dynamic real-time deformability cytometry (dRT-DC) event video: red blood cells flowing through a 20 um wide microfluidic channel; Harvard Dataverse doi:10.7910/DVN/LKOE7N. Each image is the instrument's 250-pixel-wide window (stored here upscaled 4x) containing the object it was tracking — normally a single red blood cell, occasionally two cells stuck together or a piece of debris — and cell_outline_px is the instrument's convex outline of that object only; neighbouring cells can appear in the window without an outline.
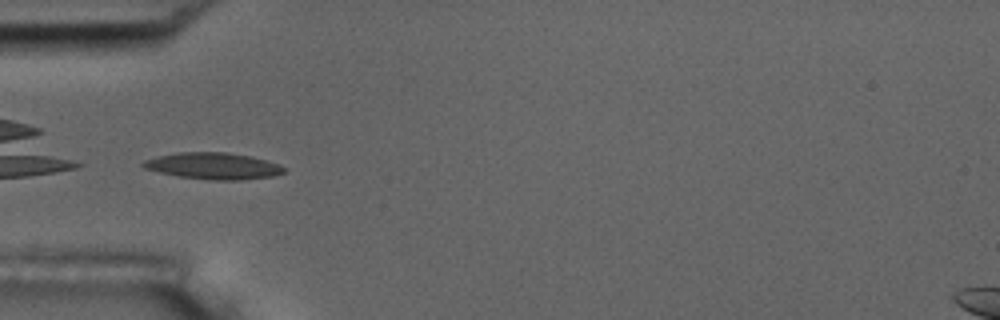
{"species": "common noctule bat (a hibernating species)", "species_latin": "Nyctalus noctula", "temperature_condition": "room temperature", "stored_images_in_passage": 36, "camera_frame_rate_fps": 3000, "um_per_image_px": 0.085, "animal": {"sex": "male", "body_mass_g": 17.5, "forearm_length_mm": 52.3}, "frame": {"image": 1, "passage_image": 1, "time_ms": 0.0, "image_size_px": [1000, 320], "cell_outline_px": [[284, 172], [272, 176], [240, 180], [208, 180], [180, 176], [160, 172], [144, 168], [140, 164], [144, 160], [176, 152], [224, 152], [252, 156], [276, 164], [284, 168]], "centroid_in_image_um": [18.09, 14.1], "position_along_channel_um": 66.9, "area_um2": 21.5}}
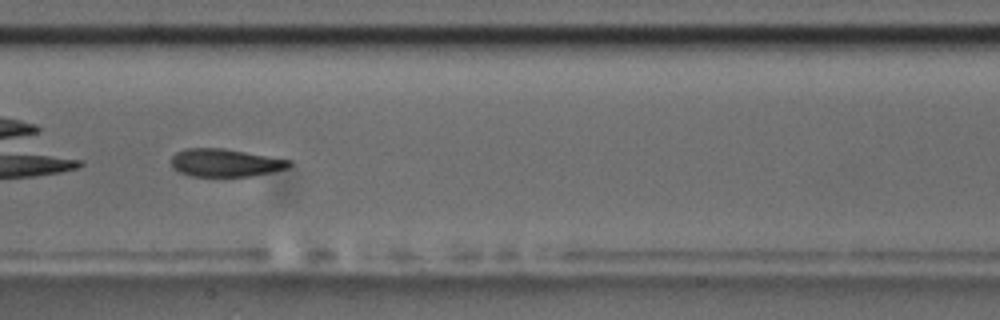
{"frame": {"image": 2, "passage_image": 11, "time_ms": 3.333, "image_size_px": [1000, 320], "cell_outline_px": [[292, 164], [288, 168], [272, 172], [252, 176], [192, 176], [180, 172], [172, 168], [172, 156], [176, 152], [184, 148], [224, 148], [292, 160]], "centroid_in_image_um": [19.16, 13.83], "position_along_channel_um": 188.2, "area_um2": 19.25}, "authors_computed_cell_mechanics": {"area_um2": 20.0855, "velocity_mm_per_s": 3.6667, "shape_relaxation_time_tau1_ms": 2.9553, "shape_relaxation_time_tau2_ms": 1.7767, "deformation_change_tau1": 0.1266, "deformation_change_tau2": 0.08}}